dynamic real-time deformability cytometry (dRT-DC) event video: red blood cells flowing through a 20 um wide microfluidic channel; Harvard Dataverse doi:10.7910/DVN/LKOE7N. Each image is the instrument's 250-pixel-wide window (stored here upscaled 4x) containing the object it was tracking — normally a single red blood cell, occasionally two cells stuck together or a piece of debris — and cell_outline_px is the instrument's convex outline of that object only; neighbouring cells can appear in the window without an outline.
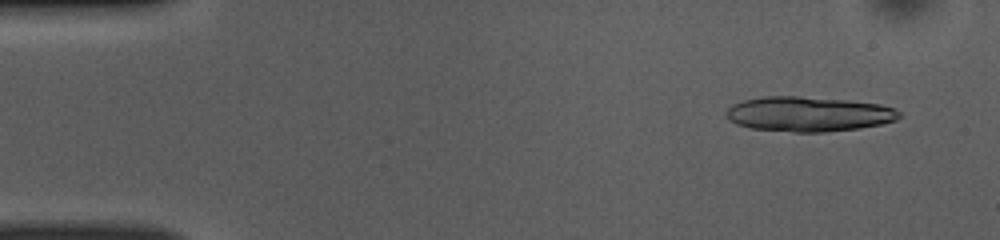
{"species": "common noctule bat (a hibernating species)", "species_latin": "Nyctalus noctula", "temperature_condition": "room temperature", "stored_images_in_passage": 50, "camera_frame_rate_fps": 3000, "um_per_image_px": 0.085, "animal": {"sex": "female", "body_mass_g": 10.0, "forearm_length_mm": 53.1}, "frame": {"image": 1, "passage_image": 4, "time_ms": 1.0, "image_size_px": [1000, 240], "cell_outline_px": [[900, 116], [896, 120], [880, 124], [860, 128], [824, 132], [792, 132], [752, 128], [736, 124], [728, 120], [724, 116], [724, 112], [732, 104], [744, 100], [764, 96], [800, 96], [844, 100], [880, 104], [896, 108], [900, 112]], "centroid_in_image_um": [68.69, 9.69], "position_along_channel_um": 16.3, "area_um2": 35.32}}
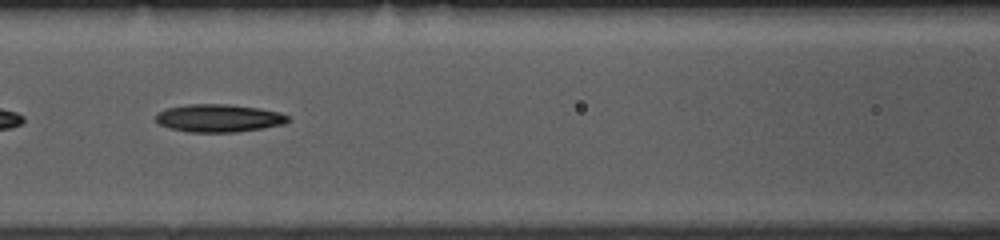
{"frame": {"image": 2, "passage_image": 22, "time_ms": 7.0, "image_size_px": [1000, 240], "cell_outline_px": [[288, 120], [284, 124], [264, 128], [236, 132], [188, 132], [168, 128], [160, 124], [156, 120], [156, 116], [160, 112], [168, 108], [188, 104], [228, 104], [260, 108], [280, 112], [288, 116]], "centroid_in_image_um": [18.62, 10.04], "position_along_channel_um": 148.0, "area_um2": 21.39}}
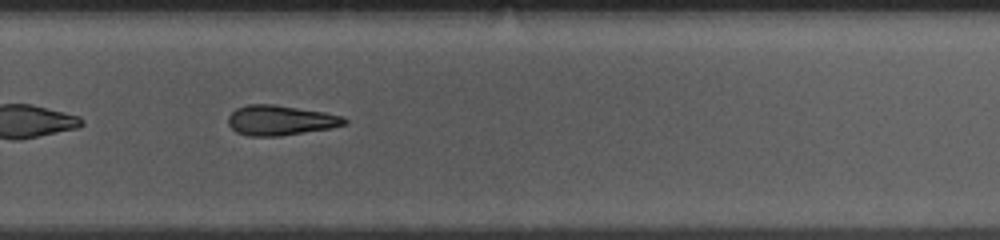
{"frame": {"image": 3, "passage_image": 34, "time_ms": 11.0, "image_size_px": [1000, 240], "cell_outline_px": [[348, 120], [344, 124], [328, 128], [280, 136], [248, 136], [236, 132], [228, 124], [228, 116], [236, 108], [248, 104], [272, 104], [324, 112], [344, 116]], "centroid_in_image_um": [23.79, 10.22], "position_along_channel_um": 306.0, "area_um2": 20.17}, "authors_computed_cell_mechanics": {"area_um2": 21.4438, "velocity_mm_per_s": 3.9662, "shape_relaxation_time_tau1_ms": 4.1668, "shape_relaxation_time_tau2_ms": null, "deformation_change_tau1": 0.1408, "deformation_change_tau2": null}}